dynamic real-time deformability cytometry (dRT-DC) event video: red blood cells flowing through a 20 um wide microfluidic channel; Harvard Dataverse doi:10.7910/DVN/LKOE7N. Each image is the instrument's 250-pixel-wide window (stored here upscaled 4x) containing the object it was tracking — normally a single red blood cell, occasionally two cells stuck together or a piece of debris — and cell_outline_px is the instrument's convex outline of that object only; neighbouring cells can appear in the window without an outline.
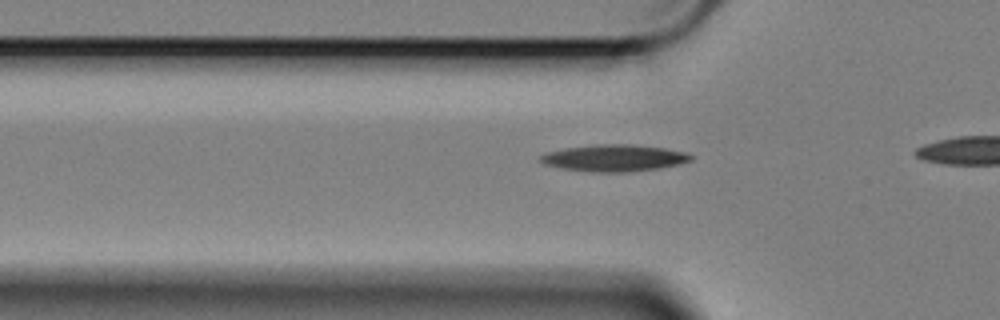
{"species": "Egyptian fruit bat (a non-hibernating species)", "species_latin": "Rousettus aegyptiacus", "temperature_condition": "cold", "stored_images_in_passage": 12, "camera_frame_rate_fps": 3000, "um_per_image_px": 0.085, "animal": {"sex": "female"}, "frame": {"image": 1, "passage_image": 6, "time_ms": 1.667, "image_size_px": [1000, 320], "cell_outline_px": [[692, 160], [680, 164], [656, 168], [624, 172], [596, 172], [560, 168], [544, 164], [540, 160], [540, 156], [548, 152], [564, 148], [592, 144], [632, 144], [664, 148], [688, 152], [692, 156]], "centroid_in_image_um": [52.21, 13.42], "position_along_channel_um": 73.6, "area_um2": 23.41}}
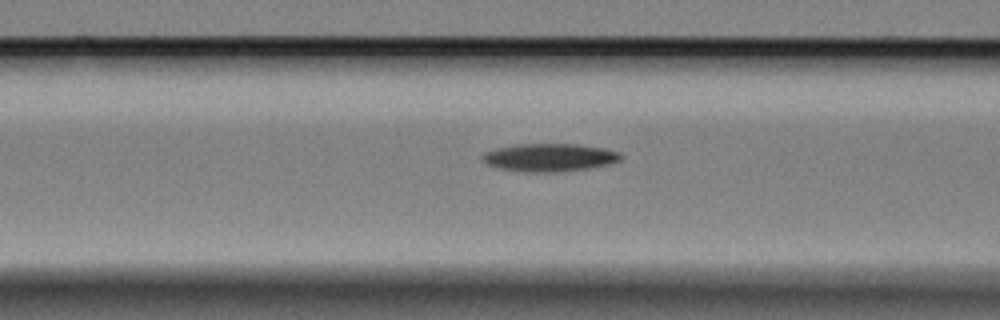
{"frame": {"image": 2, "passage_image": 10, "time_ms": 3.0, "image_size_px": [1000, 320], "cell_outline_px": [[624, 156], [620, 160], [608, 164], [588, 168], [556, 172], [524, 172], [496, 168], [480, 160], [480, 156], [484, 152], [496, 148], [516, 144], [576, 144], [604, 148], [620, 152]], "centroid_in_image_um": [46.66, 13.38], "position_along_channel_um": 119.9, "area_um2": 22.72}}